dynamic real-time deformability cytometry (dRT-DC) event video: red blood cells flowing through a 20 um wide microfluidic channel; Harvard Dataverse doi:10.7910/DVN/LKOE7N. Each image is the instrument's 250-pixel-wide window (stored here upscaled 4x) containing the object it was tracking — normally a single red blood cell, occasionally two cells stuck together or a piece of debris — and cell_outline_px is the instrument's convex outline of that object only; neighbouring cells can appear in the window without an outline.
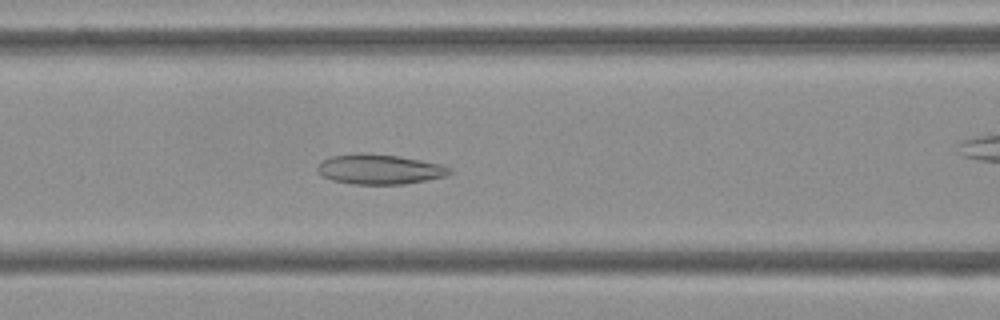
{"species": "Egyptian fruit bat (a non-hibernating species)", "species_latin": "Rousettus aegyptiacus", "temperature_condition": "cold", "stored_images_in_passage": 54, "camera_frame_rate_fps": 3000, "um_per_image_px": 0.085, "frame": {"image": 1, "passage_image": 21, "time_ms": 6.667, "image_size_px": [1000, 320], "cell_outline_px": [[452, 172], [444, 176], [404, 184], [356, 184], [332, 180], [320, 176], [316, 168], [316, 164], [332, 156], [360, 152], [400, 156], [440, 164], [452, 168]], "centroid_in_image_um": [32.21, 14.38], "position_along_channel_um": 134.4, "area_um2": 23.06}}
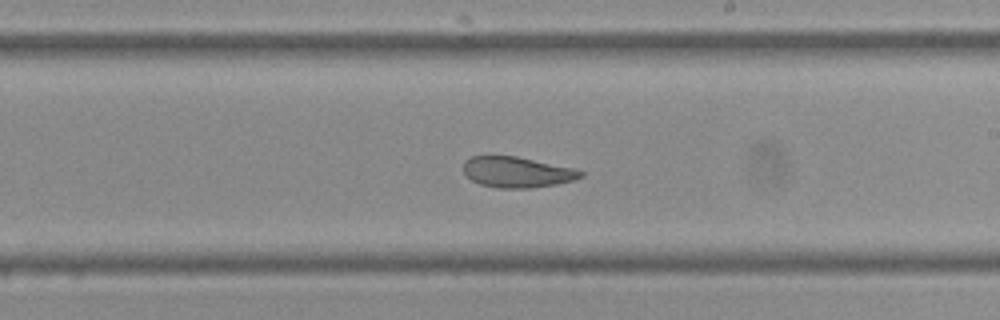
{"frame": {"image": 2, "passage_image": 30, "time_ms": 9.667, "image_size_px": [1000, 320], "cell_outline_px": [[584, 176], [572, 180], [556, 184], [528, 188], [496, 188], [480, 184], [472, 180], [464, 172], [464, 160], [472, 156], [484, 152], [516, 156], [572, 168], [584, 172]], "centroid_in_image_um": [43.86, 14.59], "position_along_channel_um": 245.1, "area_um2": 21.39}}
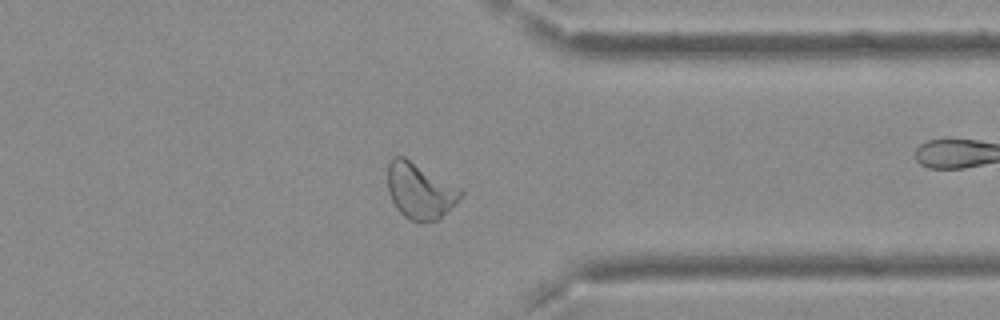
{"frame": {"image": 3, "passage_image": 41, "time_ms": 13.333, "image_size_px": [1000, 320], "cell_outline_px": [[464, 192], [440, 220], [420, 224], [404, 216], [396, 208], [388, 192], [388, 164], [392, 156], [404, 156], [460, 188]], "centroid_in_image_um": [35.68, 16.24], "position_along_channel_um": 375.7, "area_um2": 23.81}, "authors_computed_cell_mechanics": {"area_um2": 24.4494, "velocity_mm_per_s": 3.7001, "shape_relaxation_time_tau1_ms": null, "shape_relaxation_time_tau2_ms": 3.3203, "deformation_change_tau1": null, "deformation_change_tau2": 0.1035}}